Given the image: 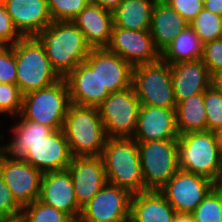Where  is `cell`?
I'll use <instances>...</instances> for the list:
<instances>
[{
    "label": "cell",
    "instance_id": "6da1fadb",
    "mask_svg": "<svg viewBox=\"0 0 222 222\" xmlns=\"http://www.w3.org/2000/svg\"><path fill=\"white\" fill-rule=\"evenodd\" d=\"M35 37L44 47L53 69L65 78L84 62L92 48L72 21H52Z\"/></svg>",
    "mask_w": 222,
    "mask_h": 222
},
{
    "label": "cell",
    "instance_id": "7a4b0ae2",
    "mask_svg": "<svg viewBox=\"0 0 222 222\" xmlns=\"http://www.w3.org/2000/svg\"><path fill=\"white\" fill-rule=\"evenodd\" d=\"M107 183L131 194L145 192V181L137 141L132 138H107L102 152Z\"/></svg>",
    "mask_w": 222,
    "mask_h": 222
},
{
    "label": "cell",
    "instance_id": "3957f363",
    "mask_svg": "<svg viewBox=\"0 0 222 222\" xmlns=\"http://www.w3.org/2000/svg\"><path fill=\"white\" fill-rule=\"evenodd\" d=\"M63 132L72 156H101L107 136L98 107L70 104Z\"/></svg>",
    "mask_w": 222,
    "mask_h": 222
},
{
    "label": "cell",
    "instance_id": "277c9868",
    "mask_svg": "<svg viewBox=\"0 0 222 222\" xmlns=\"http://www.w3.org/2000/svg\"><path fill=\"white\" fill-rule=\"evenodd\" d=\"M12 49L17 67L16 85L22 95L49 87L62 79L35 36L22 37L12 45Z\"/></svg>",
    "mask_w": 222,
    "mask_h": 222
},
{
    "label": "cell",
    "instance_id": "5b68a950",
    "mask_svg": "<svg viewBox=\"0 0 222 222\" xmlns=\"http://www.w3.org/2000/svg\"><path fill=\"white\" fill-rule=\"evenodd\" d=\"M179 169L207 177L222 178V155L213 131L192 132L178 137Z\"/></svg>",
    "mask_w": 222,
    "mask_h": 222
},
{
    "label": "cell",
    "instance_id": "8992f818",
    "mask_svg": "<svg viewBox=\"0 0 222 222\" xmlns=\"http://www.w3.org/2000/svg\"><path fill=\"white\" fill-rule=\"evenodd\" d=\"M70 104L67 82L62 78L49 87L23 95L20 115L25 120L62 130Z\"/></svg>",
    "mask_w": 222,
    "mask_h": 222
},
{
    "label": "cell",
    "instance_id": "52a82bcc",
    "mask_svg": "<svg viewBox=\"0 0 222 222\" xmlns=\"http://www.w3.org/2000/svg\"><path fill=\"white\" fill-rule=\"evenodd\" d=\"M132 86L141 105L176 109L170 64L162 59L133 67Z\"/></svg>",
    "mask_w": 222,
    "mask_h": 222
},
{
    "label": "cell",
    "instance_id": "ba28073f",
    "mask_svg": "<svg viewBox=\"0 0 222 222\" xmlns=\"http://www.w3.org/2000/svg\"><path fill=\"white\" fill-rule=\"evenodd\" d=\"M145 191L161 189L179 170L178 139L137 142Z\"/></svg>",
    "mask_w": 222,
    "mask_h": 222
},
{
    "label": "cell",
    "instance_id": "9c48e42d",
    "mask_svg": "<svg viewBox=\"0 0 222 222\" xmlns=\"http://www.w3.org/2000/svg\"><path fill=\"white\" fill-rule=\"evenodd\" d=\"M140 106L133 86L110 93L98 106L107 138H132Z\"/></svg>",
    "mask_w": 222,
    "mask_h": 222
},
{
    "label": "cell",
    "instance_id": "30bf717a",
    "mask_svg": "<svg viewBox=\"0 0 222 222\" xmlns=\"http://www.w3.org/2000/svg\"><path fill=\"white\" fill-rule=\"evenodd\" d=\"M214 187L211 179L179 169L158 191L176 213L191 214Z\"/></svg>",
    "mask_w": 222,
    "mask_h": 222
},
{
    "label": "cell",
    "instance_id": "8fae6325",
    "mask_svg": "<svg viewBox=\"0 0 222 222\" xmlns=\"http://www.w3.org/2000/svg\"><path fill=\"white\" fill-rule=\"evenodd\" d=\"M132 194L106 183L82 208L79 222H129Z\"/></svg>",
    "mask_w": 222,
    "mask_h": 222
},
{
    "label": "cell",
    "instance_id": "7c38bea8",
    "mask_svg": "<svg viewBox=\"0 0 222 222\" xmlns=\"http://www.w3.org/2000/svg\"><path fill=\"white\" fill-rule=\"evenodd\" d=\"M0 175L22 207L39 198L43 173L22 158L9 156L2 151Z\"/></svg>",
    "mask_w": 222,
    "mask_h": 222
},
{
    "label": "cell",
    "instance_id": "4fadbf2b",
    "mask_svg": "<svg viewBox=\"0 0 222 222\" xmlns=\"http://www.w3.org/2000/svg\"><path fill=\"white\" fill-rule=\"evenodd\" d=\"M106 48L119 55L132 67L154 63L161 59V53L155 47L149 30L137 31L113 27Z\"/></svg>",
    "mask_w": 222,
    "mask_h": 222
},
{
    "label": "cell",
    "instance_id": "5bb4252c",
    "mask_svg": "<svg viewBox=\"0 0 222 222\" xmlns=\"http://www.w3.org/2000/svg\"><path fill=\"white\" fill-rule=\"evenodd\" d=\"M78 204L83 207L107 183L102 156H73L67 167Z\"/></svg>",
    "mask_w": 222,
    "mask_h": 222
},
{
    "label": "cell",
    "instance_id": "9a60e30c",
    "mask_svg": "<svg viewBox=\"0 0 222 222\" xmlns=\"http://www.w3.org/2000/svg\"><path fill=\"white\" fill-rule=\"evenodd\" d=\"M72 154L63 130H54L21 157L42 173L67 170Z\"/></svg>",
    "mask_w": 222,
    "mask_h": 222
},
{
    "label": "cell",
    "instance_id": "2e32d148",
    "mask_svg": "<svg viewBox=\"0 0 222 222\" xmlns=\"http://www.w3.org/2000/svg\"><path fill=\"white\" fill-rule=\"evenodd\" d=\"M85 62L97 71L101 85L109 93L132 86L133 67L107 48H92Z\"/></svg>",
    "mask_w": 222,
    "mask_h": 222
},
{
    "label": "cell",
    "instance_id": "e0dca14e",
    "mask_svg": "<svg viewBox=\"0 0 222 222\" xmlns=\"http://www.w3.org/2000/svg\"><path fill=\"white\" fill-rule=\"evenodd\" d=\"M38 200L66 213L75 222L79 219L82 207L77 202L68 170L43 173Z\"/></svg>",
    "mask_w": 222,
    "mask_h": 222
},
{
    "label": "cell",
    "instance_id": "ac0fdd59",
    "mask_svg": "<svg viewBox=\"0 0 222 222\" xmlns=\"http://www.w3.org/2000/svg\"><path fill=\"white\" fill-rule=\"evenodd\" d=\"M175 110L141 105L132 139L137 142L178 139Z\"/></svg>",
    "mask_w": 222,
    "mask_h": 222
},
{
    "label": "cell",
    "instance_id": "d6986e66",
    "mask_svg": "<svg viewBox=\"0 0 222 222\" xmlns=\"http://www.w3.org/2000/svg\"><path fill=\"white\" fill-rule=\"evenodd\" d=\"M70 102L79 106L98 107L110 94L100 83L98 73L85 61L77 65L65 78Z\"/></svg>",
    "mask_w": 222,
    "mask_h": 222
},
{
    "label": "cell",
    "instance_id": "ffe728a7",
    "mask_svg": "<svg viewBox=\"0 0 222 222\" xmlns=\"http://www.w3.org/2000/svg\"><path fill=\"white\" fill-rule=\"evenodd\" d=\"M3 3L23 37L35 36L52 22L47 0H3Z\"/></svg>",
    "mask_w": 222,
    "mask_h": 222
},
{
    "label": "cell",
    "instance_id": "44dd1931",
    "mask_svg": "<svg viewBox=\"0 0 222 222\" xmlns=\"http://www.w3.org/2000/svg\"><path fill=\"white\" fill-rule=\"evenodd\" d=\"M176 104L203 93L211 84L212 76L202 59L170 64Z\"/></svg>",
    "mask_w": 222,
    "mask_h": 222
},
{
    "label": "cell",
    "instance_id": "7402d4cb",
    "mask_svg": "<svg viewBox=\"0 0 222 222\" xmlns=\"http://www.w3.org/2000/svg\"><path fill=\"white\" fill-rule=\"evenodd\" d=\"M72 22L84 34L91 48H106L109 45L113 28V13L98 5L88 3Z\"/></svg>",
    "mask_w": 222,
    "mask_h": 222
},
{
    "label": "cell",
    "instance_id": "603a6c76",
    "mask_svg": "<svg viewBox=\"0 0 222 222\" xmlns=\"http://www.w3.org/2000/svg\"><path fill=\"white\" fill-rule=\"evenodd\" d=\"M189 25L174 8L164 1H156L149 32L157 50L162 53Z\"/></svg>",
    "mask_w": 222,
    "mask_h": 222
},
{
    "label": "cell",
    "instance_id": "cb8c5ba5",
    "mask_svg": "<svg viewBox=\"0 0 222 222\" xmlns=\"http://www.w3.org/2000/svg\"><path fill=\"white\" fill-rule=\"evenodd\" d=\"M175 213L158 190L132 194L129 222H172Z\"/></svg>",
    "mask_w": 222,
    "mask_h": 222
},
{
    "label": "cell",
    "instance_id": "d4e9b609",
    "mask_svg": "<svg viewBox=\"0 0 222 222\" xmlns=\"http://www.w3.org/2000/svg\"><path fill=\"white\" fill-rule=\"evenodd\" d=\"M15 117L18 120L14 119L15 124L12 127V140L8 144H3V152L9 156L21 158L33 144L42 141L54 129L30 120H25L20 114Z\"/></svg>",
    "mask_w": 222,
    "mask_h": 222
},
{
    "label": "cell",
    "instance_id": "484cf974",
    "mask_svg": "<svg viewBox=\"0 0 222 222\" xmlns=\"http://www.w3.org/2000/svg\"><path fill=\"white\" fill-rule=\"evenodd\" d=\"M157 0H122L113 12V27L126 30H149Z\"/></svg>",
    "mask_w": 222,
    "mask_h": 222
},
{
    "label": "cell",
    "instance_id": "4316f807",
    "mask_svg": "<svg viewBox=\"0 0 222 222\" xmlns=\"http://www.w3.org/2000/svg\"><path fill=\"white\" fill-rule=\"evenodd\" d=\"M175 112L179 135L207 131L204 92L178 103Z\"/></svg>",
    "mask_w": 222,
    "mask_h": 222
},
{
    "label": "cell",
    "instance_id": "83f0119b",
    "mask_svg": "<svg viewBox=\"0 0 222 222\" xmlns=\"http://www.w3.org/2000/svg\"><path fill=\"white\" fill-rule=\"evenodd\" d=\"M204 43L195 31L188 26L161 53V59L169 64L201 59Z\"/></svg>",
    "mask_w": 222,
    "mask_h": 222
},
{
    "label": "cell",
    "instance_id": "f1b7e54d",
    "mask_svg": "<svg viewBox=\"0 0 222 222\" xmlns=\"http://www.w3.org/2000/svg\"><path fill=\"white\" fill-rule=\"evenodd\" d=\"M203 43L221 39L222 17L203 8L189 23Z\"/></svg>",
    "mask_w": 222,
    "mask_h": 222
},
{
    "label": "cell",
    "instance_id": "f546056e",
    "mask_svg": "<svg viewBox=\"0 0 222 222\" xmlns=\"http://www.w3.org/2000/svg\"><path fill=\"white\" fill-rule=\"evenodd\" d=\"M19 222H75L66 213L38 199L23 207Z\"/></svg>",
    "mask_w": 222,
    "mask_h": 222
},
{
    "label": "cell",
    "instance_id": "4dcf8cb0",
    "mask_svg": "<svg viewBox=\"0 0 222 222\" xmlns=\"http://www.w3.org/2000/svg\"><path fill=\"white\" fill-rule=\"evenodd\" d=\"M195 222H222V194L214 187L191 213Z\"/></svg>",
    "mask_w": 222,
    "mask_h": 222
},
{
    "label": "cell",
    "instance_id": "1f68e13d",
    "mask_svg": "<svg viewBox=\"0 0 222 222\" xmlns=\"http://www.w3.org/2000/svg\"><path fill=\"white\" fill-rule=\"evenodd\" d=\"M207 131H215L222 126V91L211 84L204 91Z\"/></svg>",
    "mask_w": 222,
    "mask_h": 222
},
{
    "label": "cell",
    "instance_id": "d6a6232c",
    "mask_svg": "<svg viewBox=\"0 0 222 222\" xmlns=\"http://www.w3.org/2000/svg\"><path fill=\"white\" fill-rule=\"evenodd\" d=\"M89 0H47L52 21H72Z\"/></svg>",
    "mask_w": 222,
    "mask_h": 222
},
{
    "label": "cell",
    "instance_id": "836d02e7",
    "mask_svg": "<svg viewBox=\"0 0 222 222\" xmlns=\"http://www.w3.org/2000/svg\"><path fill=\"white\" fill-rule=\"evenodd\" d=\"M22 97L16 84L0 83V115L18 116L22 108Z\"/></svg>",
    "mask_w": 222,
    "mask_h": 222
},
{
    "label": "cell",
    "instance_id": "e575fe53",
    "mask_svg": "<svg viewBox=\"0 0 222 222\" xmlns=\"http://www.w3.org/2000/svg\"><path fill=\"white\" fill-rule=\"evenodd\" d=\"M22 209L0 175V221L19 222Z\"/></svg>",
    "mask_w": 222,
    "mask_h": 222
},
{
    "label": "cell",
    "instance_id": "d590c367",
    "mask_svg": "<svg viewBox=\"0 0 222 222\" xmlns=\"http://www.w3.org/2000/svg\"><path fill=\"white\" fill-rule=\"evenodd\" d=\"M17 67L12 45L0 44V83L16 84Z\"/></svg>",
    "mask_w": 222,
    "mask_h": 222
},
{
    "label": "cell",
    "instance_id": "8d00e7d4",
    "mask_svg": "<svg viewBox=\"0 0 222 222\" xmlns=\"http://www.w3.org/2000/svg\"><path fill=\"white\" fill-rule=\"evenodd\" d=\"M202 62L213 76L222 70V38L204 43Z\"/></svg>",
    "mask_w": 222,
    "mask_h": 222
},
{
    "label": "cell",
    "instance_id": "74e56055",
    "mask_svg": "<svg viewBox=\"0 0 222 222\" xmlns=\"http://www.w3.org/2000/svg\"><path fill=\"white\" fill-rule=\"evenodd\" d=\"M22 37L7 13L3 0H0V44L13 45Z\"/></svg>",
    "mask_w": 222,
    "mask_h": 222
},
{
    "label": "cell",
    "instance_id": "f35d334b",
    "mask_svg": "<svg viewBox=\"0 0 222 222\" xmlns=\"http://www.w3.org/2000/svg\"><path fill=\"white\" fill-rule=\"evenodd\" d=\"M174 8L187 22H191L204 8L203 0H163Z\"/></svg>",
    "mask_w": 222,
    "mask_h": 222
},
{
    "label": "cell",
    "instance_id": "ab89813d",
    "mask_svg": "<svg viewBox=\"0 0 222 222\" xmlns=\"http://www.w3.org/2000/svg\"><path fill=\"white\" fill-rule=\"evenodd\" d=\"M121 2L122 0H89V3L98 5L111 13L119 7Z\"/></svg>",
    "mask_w": 222,
    "mask_h": 222
},
{
    "label": "cell",
    "instance_id": "60d3db41",
    "mask_svg": "<svg viewBox=\"0 0 222 222\" xmlns=\"http://www.w3.org/2000/svg\"><path fill=\"white\" fill-rule=\"evenodd\" d=\"M203 7L222 17V0H205Z\"/></svg>",
    "mask_w": 222,
    "mask_h": 222
},
{
    "label": "cell",
    "instance_id": "b9f144b4",
    "mask_svg": "<svg viewBox=\"0 0 222 222\" xmlns=\"http://www.w3.org/2000/svg\"><path fill=\"white\" fill-rule=\"evenodd\" d=\"M172 222H195L192 214L187 213H175Z\"/></svg>",
    "mask_w": 222,
    "mask_h": 222
},
{
    "label": "cell",
    "instance_id": "7bdbcfd3",
    "mask_svg": "<svg viewBox=\"0 0 222 222\" xmlns=\"http://www.w3.org/2000/svg\"><path fill=\"white\" fill-rule=\"evenodd\" d=\"M212 84L222 91V70L212 76Z\"/></svg>",
    "mask_w": 222,
    "mask_h": 222
},
{
    "label": "cell",
    "instance_id": "ee69618b",
    "mask_svg": "<svg viewBox=\"0 0 222 222\" xmlns=\"http://www.w3.org/2000/svg\"><path fill=\"white\" fill-rule=\"evenodd\" d=\"M216 137V142L219 146L220 153L222 155V126L213 131Z\"/></svg>",
    "mask_w": 222,
    "mask_h": 222
},
{
    "label": "cell",
    "instance_id": "f6af8a7d",
    "mask_svg": "<svg viewBox=\"0 0 222 222\" xmlns=\"http://www.w3.org/2000/svg\"><path fill=\"white\" fill-rule=\"evenodd\" d=\"M215 187L220 191V193L222 194V178L215 183Z\"/></svg>",
    "mask_w": 222,
    "mask_h": 222
},
{
    "label": "cell",
    "instance_id": "bcb514c9",
    "mask_svg": "<svg viewBox=\"0 0 222 222\" xmlns=\"http://www.w3.org/2000/svg\"><path fill=\"white\" fill-rule=\"evenodd\" d=\"M1 144H2V146H1ZM3 151V141H2V143H0V153Z\"/></svg>",
    "mask_w": 222,
    "mask_h": 222
}]
</instances>
